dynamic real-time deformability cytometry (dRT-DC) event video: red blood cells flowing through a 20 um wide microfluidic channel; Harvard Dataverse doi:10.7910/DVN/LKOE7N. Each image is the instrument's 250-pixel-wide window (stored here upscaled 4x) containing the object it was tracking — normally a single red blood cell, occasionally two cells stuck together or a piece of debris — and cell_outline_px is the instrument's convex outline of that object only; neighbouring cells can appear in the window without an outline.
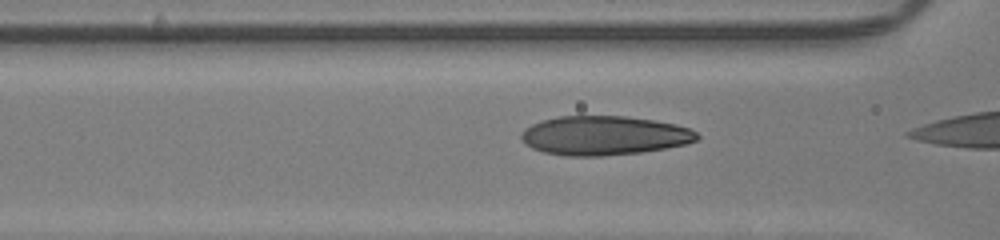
{"species": "human", "species_latin": "Homo sapiens", "temperature_condition": "room temperature", "stored_images_in_passage": 25, "camera_frame_rate_fps": 3000, "um_per_image_px": 0.085, "donor": {"sex": "male"}, "frame": {"image": 1, "passage_image": 24, "time_ms": 7.667, "image_size_px": [1000, 240], "cell_outline_px": [[700, 136], [696, 140], [684, 144], [664, 148], [640, 152], [600, 156], [568, 156], [544, 152], [532, 148], [524, 144], [520, 140], [520, 132], [524, 128], [532, 124], [544, 120], [560, 116], [624, 116], [652, 120], [676, 124], [688, 128], [696, 132]], "centroid_in_image_um": [51.29, 11.52], "position_along_channel_um": 115.3, "area_um2": 40.0}}